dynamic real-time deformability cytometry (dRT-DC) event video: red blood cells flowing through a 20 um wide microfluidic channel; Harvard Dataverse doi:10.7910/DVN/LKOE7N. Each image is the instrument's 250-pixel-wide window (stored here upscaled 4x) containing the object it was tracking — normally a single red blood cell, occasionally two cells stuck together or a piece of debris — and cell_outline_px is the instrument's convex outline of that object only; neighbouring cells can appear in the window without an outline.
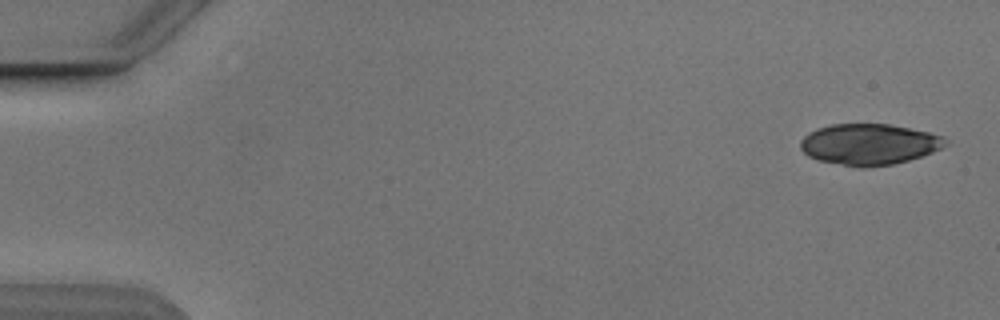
{"species": "Egyptian fruit bat (a non-hibernating species)", "species_latin": "Rousettus aegyptiacus", "temperature_condition": "cold", "stored_images_in_passage": 5, "camera_frame_rate_fps": 3000, "um_per_image_px": 0.085, "animal": {"sex": "male"}, "frame": {"image": 1, "passage_image": 1, "time_ms": 0.0, "image_size_px": [1000, 320], "cell_outline_px": [[948, 144], [932, 152], [908, 160], [892, 164], [864, 168], [816, 160], [808, 156], [800, 148], [800, 140], [808, 132], [816, 128], [832, 124], [888, 124], [928, 132], [944, 136]], "centroid_in_image_um": [73.84, 12.26], "position_along_channel_um": 11.2, "area_um2": 34.62}}